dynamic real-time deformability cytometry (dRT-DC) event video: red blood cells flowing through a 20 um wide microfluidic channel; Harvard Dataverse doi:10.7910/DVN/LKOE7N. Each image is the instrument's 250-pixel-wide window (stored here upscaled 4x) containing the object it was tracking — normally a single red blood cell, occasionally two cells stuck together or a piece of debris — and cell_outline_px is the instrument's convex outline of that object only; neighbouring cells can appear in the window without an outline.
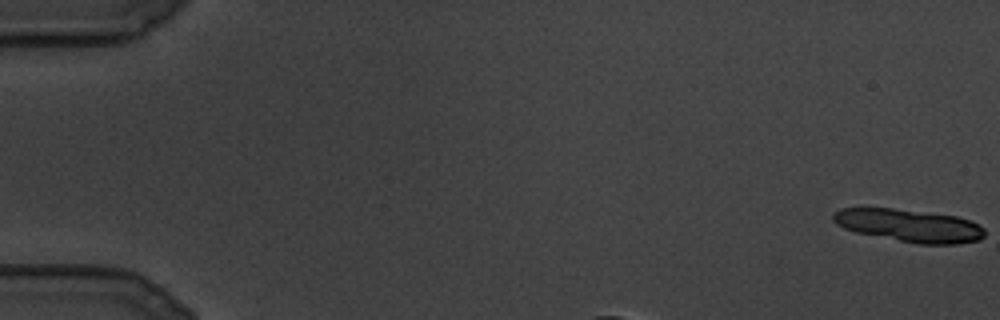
{"species": "common noctule bat (a hibernating species)", "species_latin": "Nyctalus noctula", "temperature_condition": "cold", "stored_images_in_passage": 94, "camera_frame_rate_fps": 3000, "um_per_image_px": 0.085, "animal": {"sex": "male", "body_mass_g": 19.5, "forearm_length_mm": 54.6}, "frame": {"image": 1, "passage_image": 1, "time_ms": 0.0, "image_size_px": [1000, 320], "cell_outline_px": [[984, 236], [980, 240], [956, 244], [916, 244], [856, 232], [844, 228], [836, 224], [832, 220], [832, 212], [840, 208], [892, 208], [956, 216], [968, 220], [984, 228]], "centroid_in_image_um": [77.24, 19.17], "position_along_channel_um": 7.8, "area_um2": 28.84}}
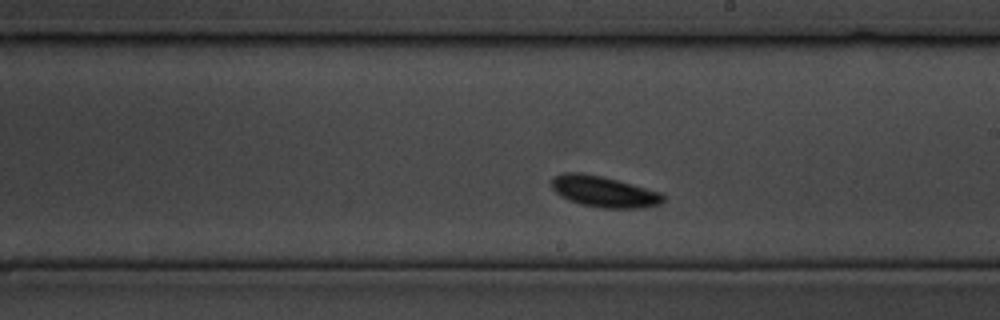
{"frame": {"image": 2, "passage_image": 47, "time_ms": 15.333, "image_size_px": [1000, 320], "cell_outline_px": [[664, 200], [660, 204], [648, 208], [600, 208], [580, 204], [568, 200], [560, 196], [552, 188], [552, 180], [560, 172], [580, 172], [600, 176], [616, 180], [660, 192], [664, 196]], "centroid_in_image_um": [51.32, 16.3], "position_along_channel_um": 237.7, "area_um2": 20.17}}
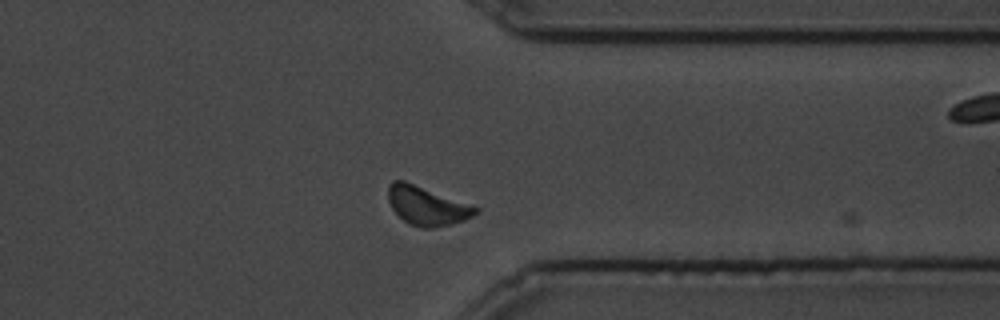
{"frame": {"image": 3, "passage_image": 70, "time_ms": 23.0, "image_size_px": [1000, 320], "cell_outline_px": [[480, 212], [464, 220], [452, 224], [432, 228], [420, 228], [408, 224], [392, 208], [388, 200], [388, 184], [392, 180], [404, 180], [480, 208]], "centroid_in_image_um": [36.28, 17.5], "position_along_channel_um": 375.1, "area_um2": 19.71}}